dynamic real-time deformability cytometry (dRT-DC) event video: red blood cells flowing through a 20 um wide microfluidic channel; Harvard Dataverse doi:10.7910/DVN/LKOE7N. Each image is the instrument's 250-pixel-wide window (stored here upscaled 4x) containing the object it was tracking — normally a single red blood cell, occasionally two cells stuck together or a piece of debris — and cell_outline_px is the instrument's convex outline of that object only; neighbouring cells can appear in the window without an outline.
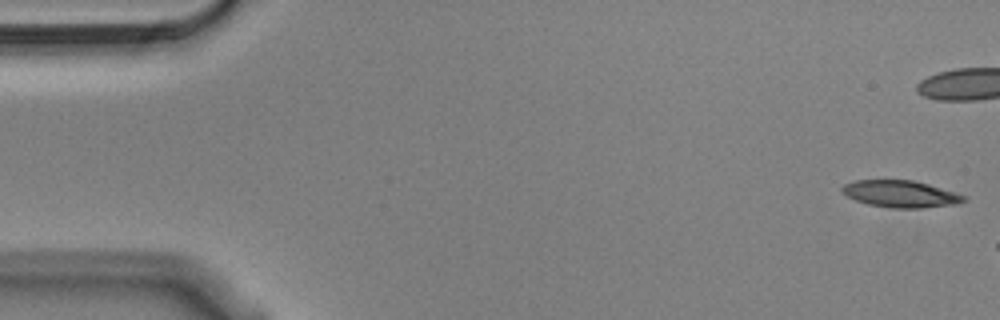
{"species": "Egyptian fruit bat (a non-hibernating species)", "species_latin": "Rousettus aegyptiacus", "temperature_condition": "cold", "stored_images_in_passage": 8, "camera_frame_rate_fps": 3000, "um_per_image_px": 0.085, "animal": {"sex": "male"}, "frame": {"image": 1, "passage_image": 1, "time_ms": 0.0, "image_size_px": [1000, 320], "cell_outline_px": [[968, 200], [956, 204], [920, 208], [892, 208], [868, 204], [856, 200], [840, 192], [840, 188], [844, 184], [856, 180], [912, 180], [928, 184], [968, 196]], "centroid_in_image_um": [76.56, 16.48], "position_along_channel_um": 8.4, "area_um2": 19.13}}